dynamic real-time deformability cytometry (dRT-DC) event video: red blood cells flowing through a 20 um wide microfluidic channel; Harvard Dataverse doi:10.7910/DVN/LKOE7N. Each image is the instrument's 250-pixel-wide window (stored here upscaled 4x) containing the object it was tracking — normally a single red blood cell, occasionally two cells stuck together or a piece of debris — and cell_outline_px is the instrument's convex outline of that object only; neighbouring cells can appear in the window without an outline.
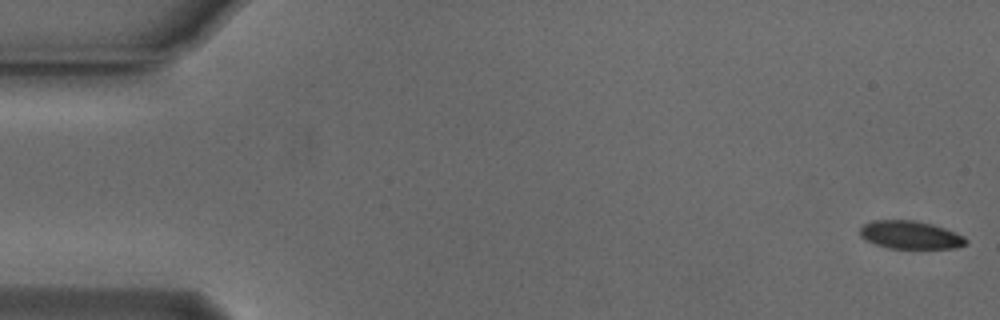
{"species": "Egyptian fruit bat (a non-hibernating species)", "species_latin": "Rousettus aegyptiacus", "temperature_condition": "cold", "stored_images_in_passage": 9, "camera_frame_rate_fps": 3000, "um_per_image_px": 0.085, "animal": {"sex": "male"}, "frame": {"image": 1, "passage_image": 1, "time_ms": 0.0, "image_size_px": [1000, 320], "cell_outline_px": [[968, 244], [956, 248], [888, 248], [864, 240], [860, 236], [860, 228], [864, 224], [872, 220], [912, 220], [932, 224], [956, 232], [964, 236], [968, 240]], "centroid_in_image_um": [77.39, 19.97], "position_along_channel_um": 7.6, "area_um2": 17.4}}